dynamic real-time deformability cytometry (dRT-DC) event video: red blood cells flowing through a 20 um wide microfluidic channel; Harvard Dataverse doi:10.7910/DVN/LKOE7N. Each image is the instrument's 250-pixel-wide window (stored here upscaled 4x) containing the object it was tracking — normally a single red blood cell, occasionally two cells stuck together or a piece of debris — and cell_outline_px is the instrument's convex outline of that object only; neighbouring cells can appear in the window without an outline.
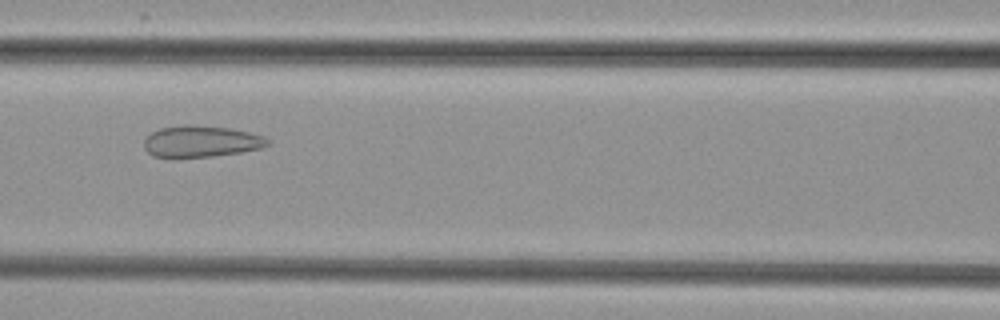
{"species": "common noctule bat (a hibernating species)", "species_latin": "Nyctalus noctula", "temperature_condition": "cold", "stored_images_in_passage": 40, "camera_frame_rate_fps": 3000, "um_per_image_px": 0.085, "animal": {"sex": "female", "body_mass_g": 29.2, "forearm_length_mm": 56.3}, "frame": {"image": 1, "passage_image": 12, "time_ms": 3.667, "image_size_px": [1000, 320], "cell_outline_px": [[272, 140], [264, 148], [240, 152], [212, 156], [172, 160], [152, 156], [144, 148], [144, 140], [152, 132], [160, 128], [184, 124], [188, 124], [228, 128], [248, 132], [264, 136]], "centroid_in_image_um": [17.06, 12.05], "position_along_channel_um": 149.5, "area_um2": 23.29}}
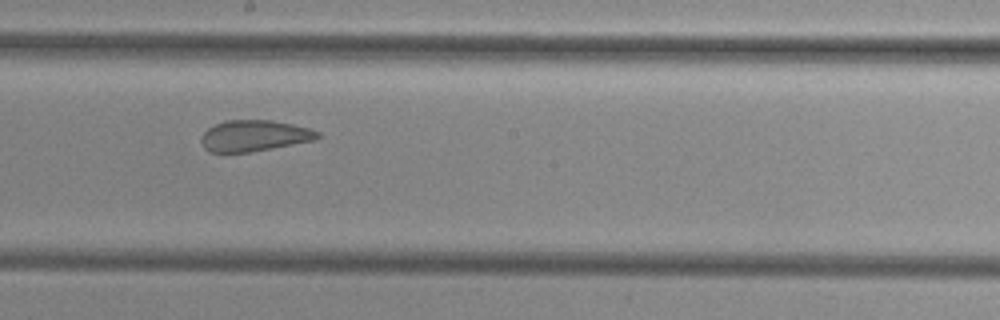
{"frame": {"image": 2, "passage_image": 18, "time_ms": 5.667, "image_size_px": [1000, 320], "cell_outline_px": [[320, 136], [316, 140], [248, 152], [208, 152], [204, 148], [200, 140], [200, 136], [208, 128], [224, 120], [272, 120], [292, 124], [308, 128], [320, 132]], "centroid_in_image_um": [21.59, 11.53], "position_along_channel_um": 226.6, "area_um2": 21.1}}
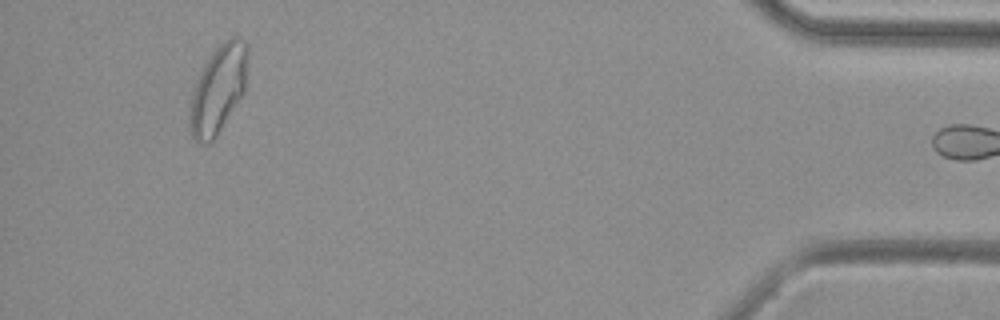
{"frame": {"image": 3, "passage_image": 38, "time_ms": 12.333, "image_size_px": [1000, 320], "cell_outline_px": [[248, 60], [244, 92], [216, 136], [212, 140], [204, 144], [196, 140], [192, 136], [188, 128], [188, 116], [192, 92], [200, 72], [208, 56], [228, 36], [240, 36], [248, 44]], "centroid_in_image_um": [18.54, 7.54], "position_along_channel_um": 416.7, "area_um2": 29.94}}